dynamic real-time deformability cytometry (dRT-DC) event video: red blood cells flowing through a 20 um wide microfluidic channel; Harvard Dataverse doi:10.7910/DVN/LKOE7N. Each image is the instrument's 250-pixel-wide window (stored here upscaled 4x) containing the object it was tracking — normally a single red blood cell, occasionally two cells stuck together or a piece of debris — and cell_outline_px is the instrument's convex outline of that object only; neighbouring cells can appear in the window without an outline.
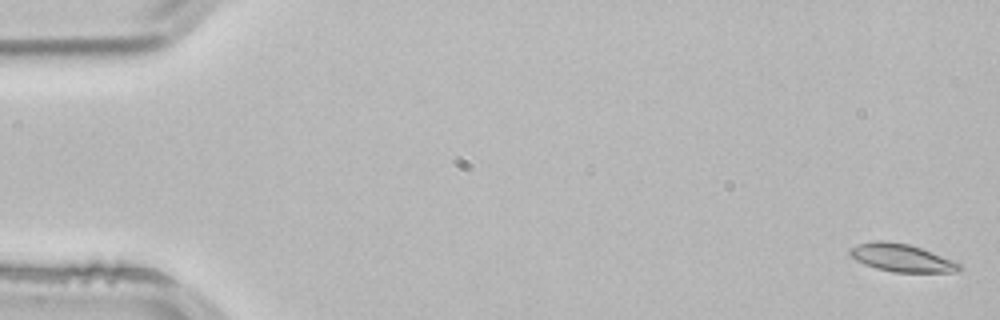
{"species": "common noctule bat (a hibernating species)", "species_latin": "Nyctalus noctula", "temperature_condition": "room temperature", "stored_images_in_passage": 3, "camera_frame_rate_fps": 3000, "um_per_image_px": 0.085, "animal": {"sex": "male", "body_mass_g": 21.5, "forearm_length_mm": 52.0}, "frame": {"image": 1, "passage_image": 3, "time_ms": 0.667, "image_size_px": [1000, 320], "cell_outline_px": [[964, 268], [956, 272], [892, 272], [876, 268], [864, 264], [856, 260], [848, 252], [852, 248], [860, 244], [872, 240], [884, 240], [908, 244], [920, 248], [960, 264]], "centroid_in_image_um": [76.62, 21.92], "position_along_channel_um": 8.4, "area_um2": 17.4}}